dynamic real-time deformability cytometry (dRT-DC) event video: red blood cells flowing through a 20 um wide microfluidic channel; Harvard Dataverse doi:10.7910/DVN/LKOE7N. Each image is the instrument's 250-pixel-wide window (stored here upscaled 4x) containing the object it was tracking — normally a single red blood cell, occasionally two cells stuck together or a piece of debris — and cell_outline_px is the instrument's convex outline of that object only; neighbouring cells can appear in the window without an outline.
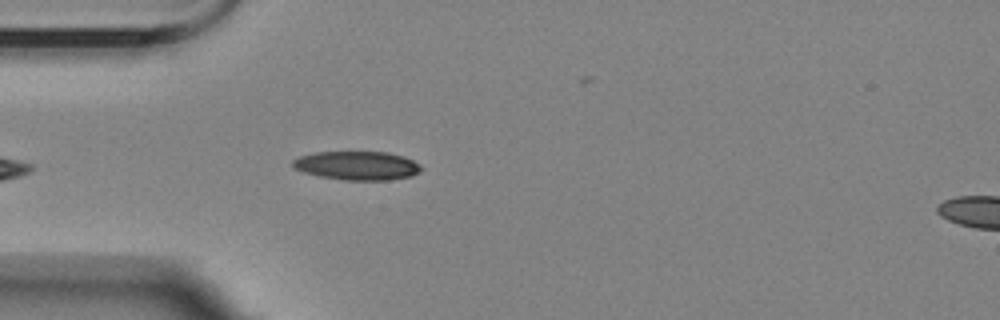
{"species": "Egyptian fruit bat (a non-hibernating species)", "species_latin": "Rousettus aegyptiacus", "temperature_condition": "room temperature", "stored_images_in_passage": 5, "segment_of_instrument_passage": [1, 2], "camera_frame_rate_fps": 3000, "um_per_image_px": 0.085, "animal": {"sex": "female"}, "frame": {"image": 1, "passage_image": 4, "time_ms": 3.333, "image_size_px": [1000, 320], "cell_outline_px": [[420, 172], [412, 176], [388, 180], [344, 180], [320, 176], [304, 172], [292, 168], [292, 160], [300, 156], [316, 152], [388, 152], [404, 156], [420, 164]], "centroid_in_image_um": [30.35, 14.07], "position_along_channel_um": 54.6, "area_um2": 21.56}}